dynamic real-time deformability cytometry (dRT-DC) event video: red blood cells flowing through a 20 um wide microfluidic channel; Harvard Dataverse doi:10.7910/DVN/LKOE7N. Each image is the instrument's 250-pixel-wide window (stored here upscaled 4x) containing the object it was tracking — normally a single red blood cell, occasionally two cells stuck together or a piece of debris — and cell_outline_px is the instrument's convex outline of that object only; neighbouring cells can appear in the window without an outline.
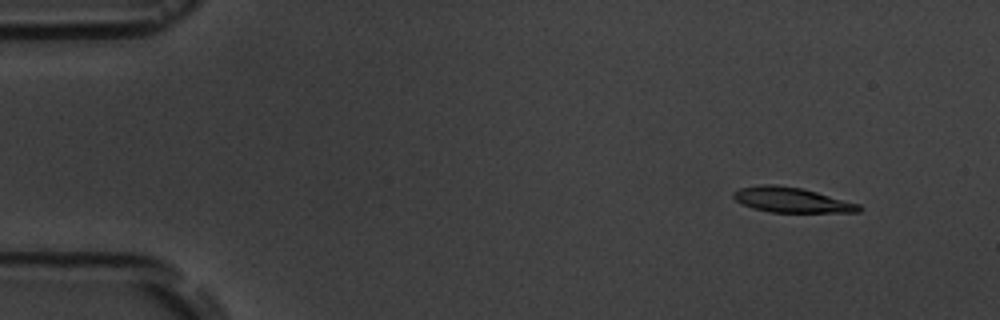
{"species": "common noctule bat (a hibernating species)", "species_latin": "Nyctalus noctula", "temperature_condition": "room temperature", "stored_images_in_passage": 5, "camera_frame_rate_fps": 3000, "um_per_image_px": 0.085, "animal": {"sex": "male", "body_mass_g": 19.5, "forearm_length_mm": 54.6}, "frame": {"image": 1, "passage_image": 2, "time_ms": 1.333, "image_size_px": [1000, 320], "cell_outline_px": [[864, 208], [860, 212], [768, 212], [752, 208], [740, 204], [732, 196], [732, 192], [740, 188], [764, 184], [776, 184], [800, 188], [816, 192], [860, 204]], "centroid_in_image_um": [67.26, 17.0], "position_along_channel_um": 17.7, "area_um2": 18.38}}
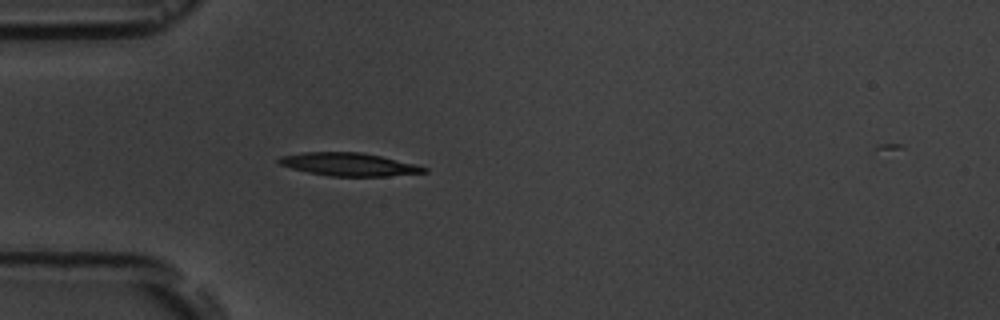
{"frame": {"image": 2, "passage_image": 5, "time_ms": 5.0, "image_size_px": [1000, 320], "cell_outline_px": [[428, 172], [388, 176], [332, 176], [308, 172], [292, 168], [280, 164], [276, 160], [280, 156], [300, 152], [360, 152], [380, 156], [416, 164], [428, 168]], "centroid_in_image_um": [29.65, 13.96], "position_along_channel_um": 55.3, "area_um2": 19.42}}